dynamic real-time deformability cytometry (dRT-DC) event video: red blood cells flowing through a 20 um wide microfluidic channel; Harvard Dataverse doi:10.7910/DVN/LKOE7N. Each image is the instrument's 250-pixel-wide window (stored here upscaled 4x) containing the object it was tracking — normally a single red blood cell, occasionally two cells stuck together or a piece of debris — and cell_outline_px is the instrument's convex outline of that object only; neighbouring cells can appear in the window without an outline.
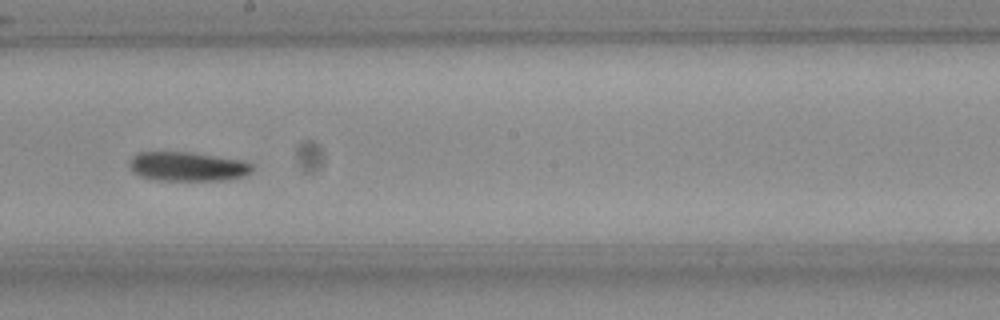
{"species": "Egyptian fruit bat (a non-hibernating species)", "species_latin": "Rousettus aegyptiacus", "temperature_condition": "room temperature", "stored_images_in_passage": 27, "camera_frame_rate_fps": 3000, "um_per_image_px": 0.085, "frame": {"image": 1, "passage_image": 16, "time_ms": 5.0, "image_size_px": [1000, 320], "cell_outline_px": [[252, 168], [244, 176], [224, 180], [156, 180], [140, 176], [132, 168], [132, 156], [140, 152], [188, 152], [240, 160], [252, 164]], "centroid_in_image_um": [15.95, 14.15], "position_along_channel_um": 232.3, "area_um2": 20.35}, "authors_computed_cell_mechanics": {"area_um2": 20.9236, "velocity_mm_per_s": 3.7078, "shape_relaxation_time_tau1_ms": 4.2016, "shape_relaxation_time_tau2_ms": 8.3553, "deformation_change_tau1": 0.1297, "deformation_change_tau2": 0.1436}}